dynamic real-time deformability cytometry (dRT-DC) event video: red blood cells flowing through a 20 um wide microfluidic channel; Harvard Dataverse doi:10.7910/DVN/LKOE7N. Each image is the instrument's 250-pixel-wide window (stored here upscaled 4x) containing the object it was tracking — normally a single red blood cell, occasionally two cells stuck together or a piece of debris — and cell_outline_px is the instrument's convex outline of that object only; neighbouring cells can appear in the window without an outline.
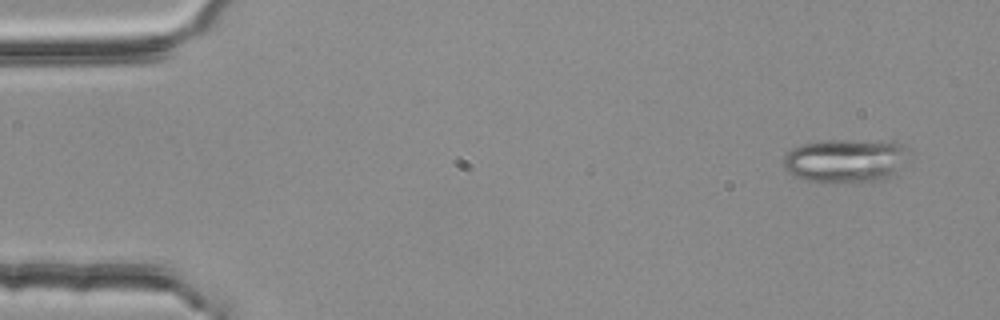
{"species": "common noctule bat (a hibernating species)", "species_latin": "Nyctalus noctula", "temperature_condition": "room temperature", "stored_images_in_passage": 3, "camera_frame_rate_fps": 3000, "um_per_image_px": 0.085, "animal": {"sex": "female", "body_mass_g": 25.1}, "frame": {"image": 1, "passage_image": 1, "time_ms": 0.0, "image_size_px": [1000, 320], "cell_outline_px": [[912, 148], [900, 168], [896, 172], [884, 180], [824, 184], [808, 180], [796, 176], [788, 172], [784, 168], [784, 156], [792, 148], [800, 144], [824, 140], [892, 140], [904, 144]], "centroid_in_image_um": [71.92, 13.64], "position_along_channel_um": 13.1, "area_um2": 32.83}}